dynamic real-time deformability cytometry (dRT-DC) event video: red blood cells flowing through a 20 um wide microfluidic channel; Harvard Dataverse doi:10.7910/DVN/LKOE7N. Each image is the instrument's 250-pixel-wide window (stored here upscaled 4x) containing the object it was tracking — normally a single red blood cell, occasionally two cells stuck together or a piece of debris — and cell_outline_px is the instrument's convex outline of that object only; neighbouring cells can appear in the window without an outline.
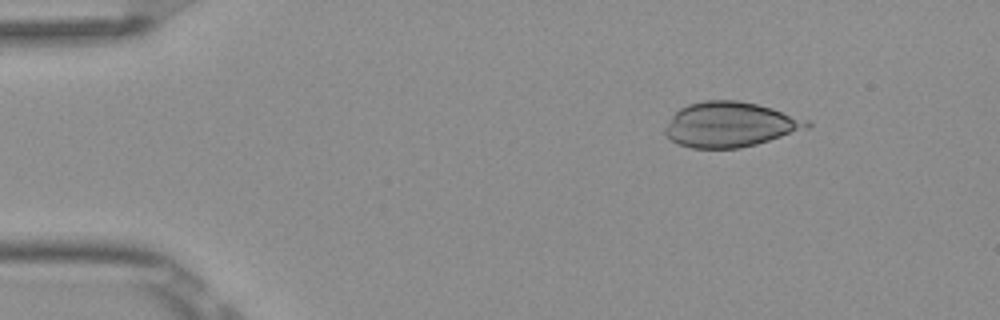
{"species": "Egyptian fruit bat (a non-hibernating species)", "species_latin": "Rousettus aegyptiacus", "temperature_condition": "room temperature", "stored_images_in_passage": 7, "camera_frame_rate_fps": 3000, "um_per_image_px": 0.085, "frame": {"image": 1, "passage_image": 2, "time_ms": 0.333, "image_size_px": [1000, 320], "cell_outline_px": [[812, 124], [808, 128], [756, 144], [740, 148], [692, 148], [680, 144], [672, 140], [664, 132], [664, 128], [672, 116], [680, 108], [688, 104], [704, 100], [736, 100], [756, 104], [772, 108], [808, 120]], "centroid_in_image_um": [62.04, 10.58], "position_along_channel_um": 23.0, "area_um2": 36.93}}
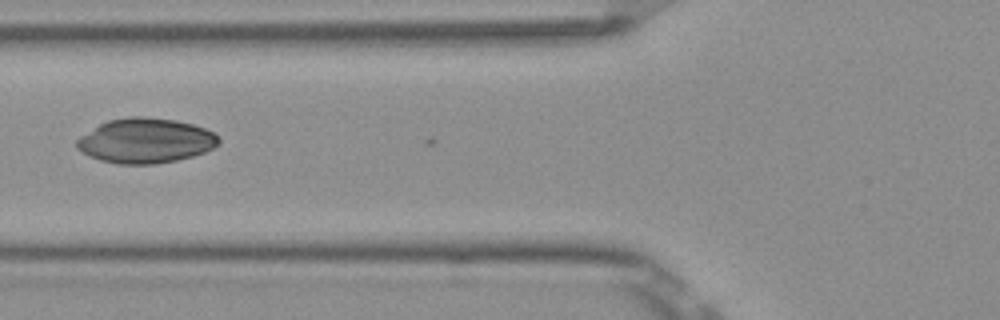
{"frame": {"image": 2, "passage_image": 5, "time_ms": 1.333, "image_size_px": [1000, 320], "cell_outline_px": [[220, 144], [204, 152], [192, 156], [176, 160], [156, 164], [116, 164], [100, 160], [88, 156], [76, 148], [76, 140], [80, 136], [100, 124], [108, 120], [132, 116], [144, 116], [176, 120], [192, 124], [204, 128], [212, 132], [220, 140]], "centroid_in_image_um": [12.35, 11.96], "position_along_channel_um": 113.5, "area_um2": 37.11}}
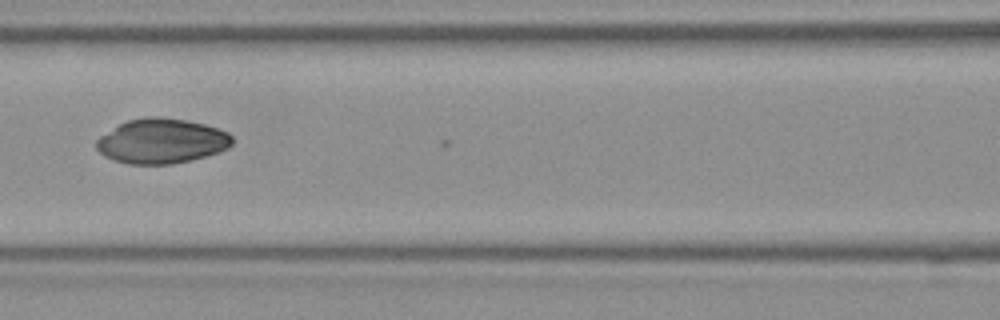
{"frame": {"image": 3, "passage_image": 6, "time_ms": 1.667, "image_size_px": [1000, 320], "cell_outline_px": [[232, 144], [228, 148], [220, 152], [192, 160], [172, 164], [128, 164], [112, 160], [104, 156], [96, 148], [96, 140], [100, 136], [120, 124], [128, 120], [144, 116], [160, 116], [184, 120], [204, 124], [228, 132], [232, 136]], "centroid_in_image_um": [13.73, 12.0], "position_along_channel_um": 152.9, "area_um2": 35.6}}